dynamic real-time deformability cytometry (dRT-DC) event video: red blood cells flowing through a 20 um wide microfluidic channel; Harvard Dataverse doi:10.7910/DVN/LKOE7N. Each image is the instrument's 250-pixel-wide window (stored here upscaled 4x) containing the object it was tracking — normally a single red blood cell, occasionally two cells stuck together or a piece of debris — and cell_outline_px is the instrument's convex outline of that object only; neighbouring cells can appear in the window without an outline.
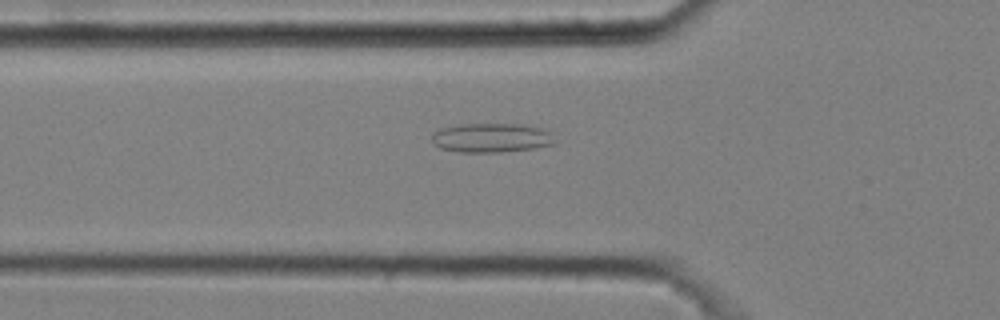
{"species": "common noctule bat (a hibernating species)", "species_latin": "Nyctalus noctula", "temperature_condition": "cold", "stored_images_in_passage": 44, "camera_frame_rate_fps": 3000, "um_per_image_px": 0.085, "animal": {"sex": "male", "body_mass_g": 20.4}, "frame": {"image": 1, "passage_image": 14, "time_ms": 4.333, "image_size_px": [1000, 320], "cell_outline_px": [[556, 144], [532, 148], [500, 152], [460, 152], [440, 148], [432, 144], [432, 132], [440, 128], [460, 124], [520, 124], [540, 128], [552, 132], [556, 140]], "centroid_in_image_um": [41.76, 11.71], "position_along_channel_um": 84.0, "area_um2": 21.15}}
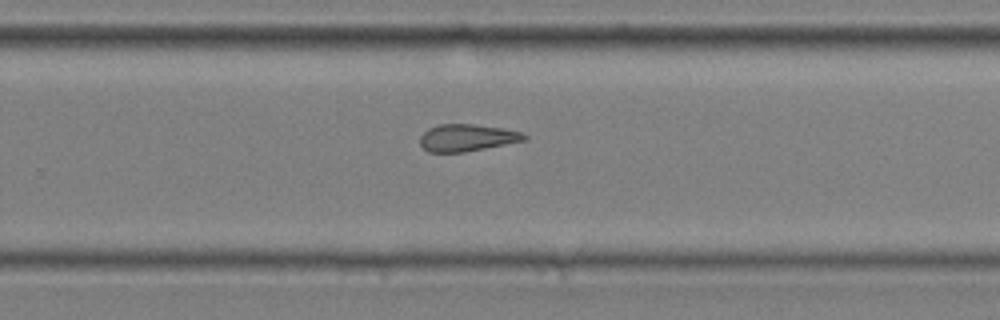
{"frame": {"image": 2, "passage_image": 31, "time_ms": 10.0, "image_size_px": [1000, 320], "cell_outline_px": [[528, 140], [464, 152], [428, 152], [420, 144], [420, 136], [428, 128], [440, 124], [472, 124], [504, 128], [520, 132], [528, 136]], "centroid_in_image_um": [39.71, 11.7], "position_along_channel_um": 290.1, "area_um2": 16.47}}
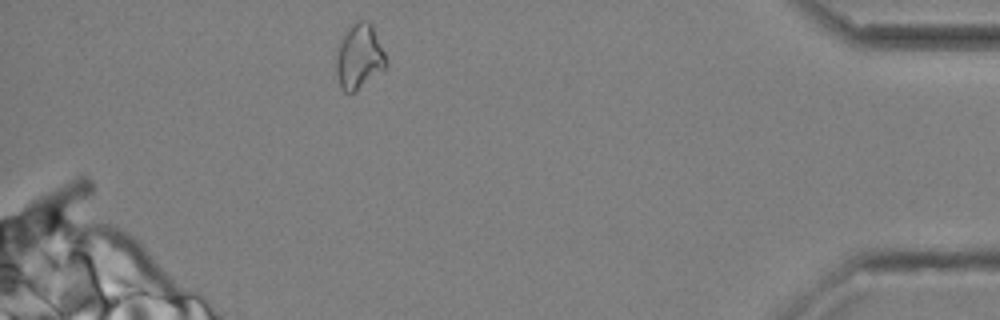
{"frame": {"image": 3, "passage_image": 44, "time_ms": 14.333, "image_size_px": [1000, 320], "cell_outline_px": [[388, 64], [384, 68], [352, 92], [344, 92], [340, 88], [336, 72], [336, 56], [340, 40], [348, 28], [352, 24], [360, 20], [368, 20], [372, 24], [388, 60]], "centroid_in_image_um": [30.52, 4.77], "position_along_channel_um": 404.7, "area_um2": 18.61}, "authors_computed_cell_mechanics": {"area_um2": 18.0914, "velocity_mm_per_s": 3.635, "shape_relaxation_time_tau1_ms": null, "shape_relaxation_time_tau2_ms": 5.1793, "deformation_change_tau1": null, "deformation_change_tau2": 0.1637}}